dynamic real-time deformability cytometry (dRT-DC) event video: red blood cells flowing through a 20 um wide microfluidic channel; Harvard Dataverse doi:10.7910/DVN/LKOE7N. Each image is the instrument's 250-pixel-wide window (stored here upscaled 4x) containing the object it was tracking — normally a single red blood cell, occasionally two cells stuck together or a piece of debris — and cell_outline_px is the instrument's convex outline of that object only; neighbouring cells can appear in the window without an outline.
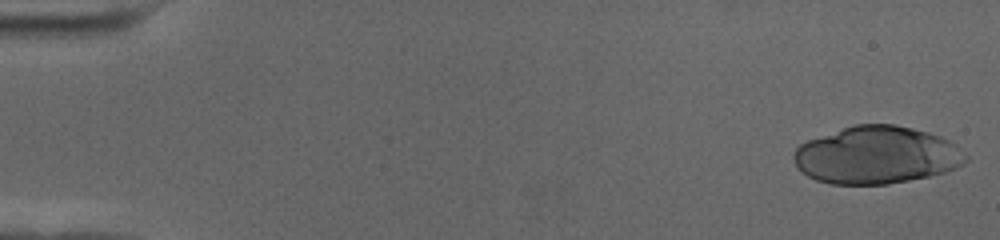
{"species": "human", "species_latin": "Homo sapiens", "temperature_condition": "cold", "stored_images_in_passage": 42, "camera_frame_rate_fps": 3000, "um_per_image_px": 0.085, "donor": {"sex": "female"}, "frame": {"image": 1, "passage_image": 1, "time_ms": 0.0, "image_size_px": [1000, 240], "cell_outline_px": [[968, 160], [964, 164], [956, 168], [944, 172], [928, 176], [888, 184], [832, 184], [816, 180], [808, 176], [796, 164], [792, 156], [796, 148], [800, 144], [808, 140], [852, 124], [896, 124], [928, 132], [940, 136], [956, 144], [968, 156]], "centroid_in_image_um": [74.53, 13.17], "position_along_channel_um": 10.5, "area_um2": 57.68}}
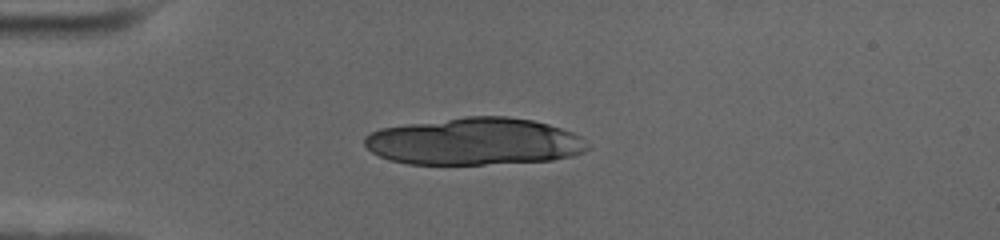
{"frame": {"image": 2, "passage_image": 14, "time_ms": 4.333, "image_size_px": [1000, 240], "cell_outline_px": [[588, 148], [584, 152], [572, 156], [552, 160], [484, 164], [408, 164], [388, 160], [372, 152], [364, 144], [364, 136], [380, 128], [464, 116], [508, 116], [532, 120], [548, 124], [572, 132], [580, 136], [588, 144]], "centroid_in_image_um": [40.32, 12.03], "position_along_channel_um": 44.7, "area_um2": 61.38}}